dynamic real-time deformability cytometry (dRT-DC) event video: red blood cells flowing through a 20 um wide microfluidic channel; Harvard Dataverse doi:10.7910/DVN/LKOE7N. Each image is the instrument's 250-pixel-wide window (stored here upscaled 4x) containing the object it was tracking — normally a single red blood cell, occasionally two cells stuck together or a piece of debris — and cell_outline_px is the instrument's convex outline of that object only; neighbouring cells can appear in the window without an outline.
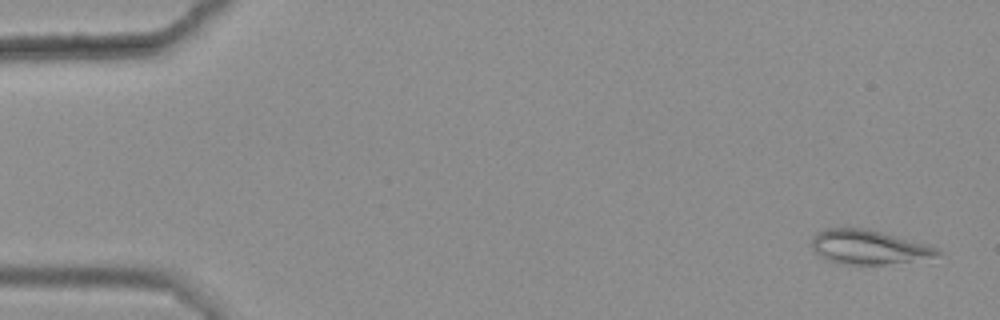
{"species": "common noctule bat (a hibernating species)", "species_latin": "Nyctalus noctula", "temperature_condition": "warm", "stored_images_in_passage": 3, "camera_frame_rate_fps": 3000, "um_per_image_px": 0.085, "animal": {"sex": "female", "body_mass_g": 25.1}, "frame": {"image": 1, "passage_image": 1, "time_ms": 0.0, "image_size_px": [1000, 320], "cell_outline_px": [[944, 252], [936, 256], [884, 264], [836, 264], [820, 256], [812, 248], [812, 236], [816, 232], [824, 228], [848, 224], [868, 228], [932, 244], [940, 248]], "centroid_in_image_um": [73.8, 20.93], "position_along_channel_um": 11.2, "area_um2": 26.07}}